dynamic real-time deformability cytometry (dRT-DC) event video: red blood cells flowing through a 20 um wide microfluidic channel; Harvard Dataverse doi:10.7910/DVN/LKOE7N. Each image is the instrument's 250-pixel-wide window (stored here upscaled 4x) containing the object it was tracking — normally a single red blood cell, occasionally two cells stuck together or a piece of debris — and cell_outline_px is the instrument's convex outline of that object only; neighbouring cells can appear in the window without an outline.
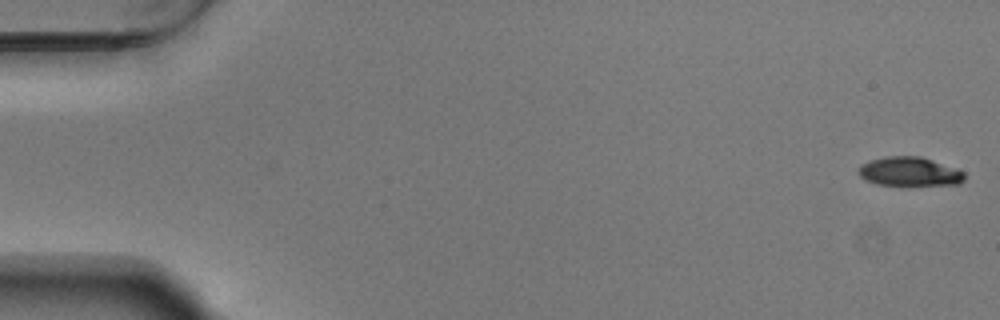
{"species": "Egyptian fruit bat (a non-hibernating species)", "species_latin": "Rousettus aegyptiacus", "temperature_condition": "warm", "stored_images_in_passage": 55, "camera_frame_rate_fps": 3000, "um_per_image_px": 0.085, "animal": {"sex": "male"}, "frame": {"image": 1, "passage_image": 1, "time_ms": 0.0, "image_size_px": [1000, 320], "cell_outline_px": [[964, 180], [960, 184], [908, 188], [876, 184], [860, 176], [856, 172], [860, 164], [884, 156], [920, 156], [956, 168], [964, 172]], "centroid_in_image_um": [77.31, 14.64], "position_along_channel_um": 7.7, "area_um2": 18.84}}
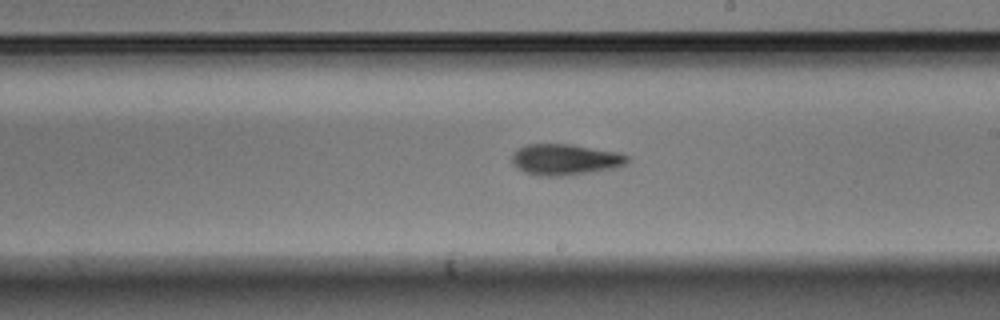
{"frame": {"image": 2, "passage_image": 32, "time_ms": 10.333, "image_size_px": [1000, 320], "cell_outline_px": [[632, 160], [628, 164], [596, 172], [560, 176], [540, 176], [524, 172], [512, 164], [512, 156], [520, 148], [528, 144], [572, 144], [616, 152], [628, 156]], "centroid_in_image_um": [48.08, 13.57], "position_along_channel_um": 240.9, "area_um2": 20.92}}
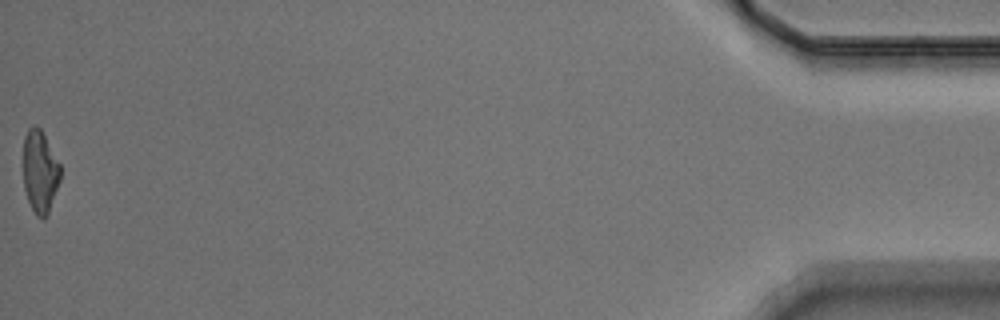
{"frame": {"image": 3, "passage_image": 55, "time_ms": 18.0, "image_size_px": [1000, 320], "cell_outline_px": [[60, 180], [48, 216], [44, 220], [36, 216], [28, 200], [24, 188], [24, 136], [28, 128], [36, 124], [40, 128], [60, 164]], "centroid_in_image_um": [3.4, 14.62], "position_along_channel_um": 431.8, "area_um2": 17.86}, "authors_computed_cell_mechanics": {"area_um2": 19.5942, "velocity_mm_per_s": 3.7309, "shape_relaxation_time_tau1_ms": 3.348, "shape_relaxation_time_tau2_ms": 5.5362, "deformation_change_tau1": 0.158, "deformation_change_tau2": 0.135}}